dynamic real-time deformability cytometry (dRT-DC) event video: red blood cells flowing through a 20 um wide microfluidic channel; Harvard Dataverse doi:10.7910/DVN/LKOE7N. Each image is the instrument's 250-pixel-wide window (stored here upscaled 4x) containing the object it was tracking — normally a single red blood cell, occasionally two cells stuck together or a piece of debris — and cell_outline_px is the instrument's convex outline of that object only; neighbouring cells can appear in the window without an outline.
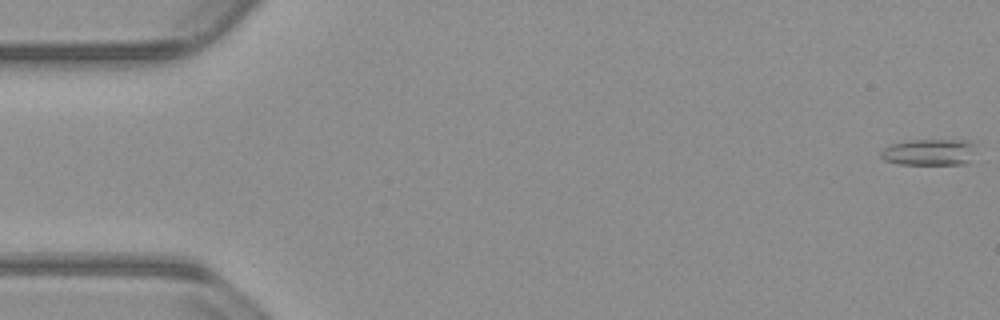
{"species": "common noctule bat (a hibernating species)", "species_latin": "Nyctalus noctula", "temperature_condition": "warm", "stored_images_in_passage": 55, "camera_frame_rate_fps": 3000, "um_per_image_px": 0.085, "animal": {"sex": "male", "body_mass_g": 23.1, "forearm_length_mm": 52.7}, "frame": {"image": 1, "passage_image": 1, "time_ms": 0.0, "image_size_px": [1000, 320], "cell_outline_px": [[972, 144], [968, 160], [964, 164], [900, 164], [884, 160], [880, 156], [880, 152], [884, 148], [892, 144], [908, 140], [964, 140]], "centroid_in_image_um": [78.87, 12.93], "position_along_channel_um": 6.1, "area_um2": 14.16}}
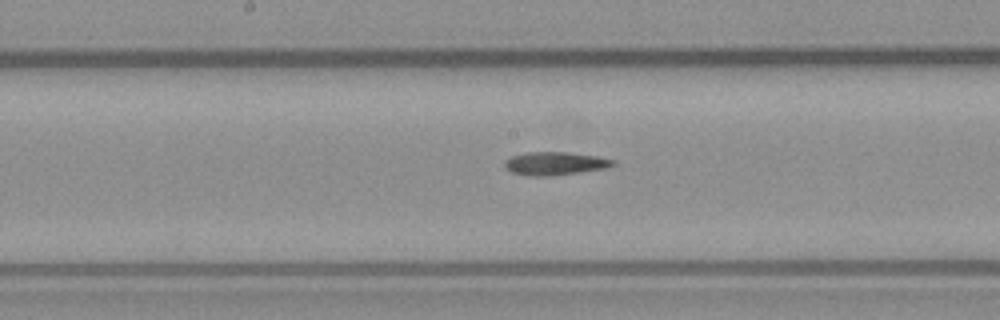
{"frame": {"image": 2, "passage_image": 28, "time_ms": 9.0, "image_size_px": [1000, 320], "cell_outline_px": [[616, 164], [608, 168], [544, 176], [528, 176], [512, 172], [504, 164], [504, 160], [512, 156], [524, 152], [568, 152], [600, 156], [616, 160]], "centroid_in_image_um": [47.21, 13.87], "position_along_channel_um": 201.0, "area_um2": 14.62}}
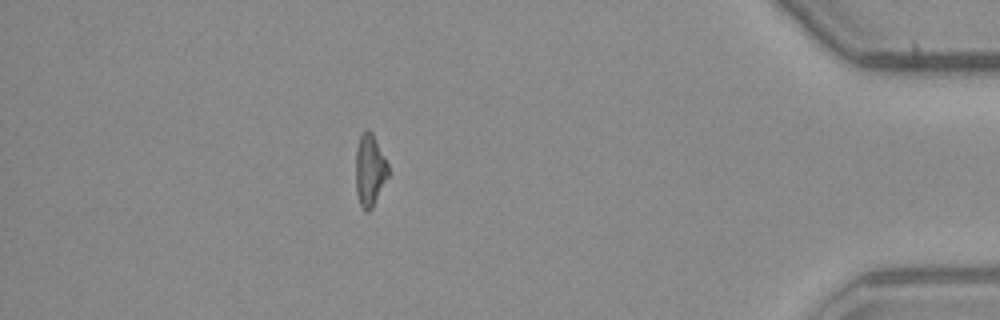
{"frame": {"image": 3, "passage_image": 48, "time_ms": 15.667, "image_size_px": [1000, 320], "cell_outline_px": [[388, 176], [372, 208], [368, 212], [360, 204], [356, 192], [356, 148], [360, 136], [368, 128], [372, 132], [388, 164]], "centroid_in_image_um": [31.42, 14.45], "position_along_channel_um": 403.8, "area_um2": 13.41}}